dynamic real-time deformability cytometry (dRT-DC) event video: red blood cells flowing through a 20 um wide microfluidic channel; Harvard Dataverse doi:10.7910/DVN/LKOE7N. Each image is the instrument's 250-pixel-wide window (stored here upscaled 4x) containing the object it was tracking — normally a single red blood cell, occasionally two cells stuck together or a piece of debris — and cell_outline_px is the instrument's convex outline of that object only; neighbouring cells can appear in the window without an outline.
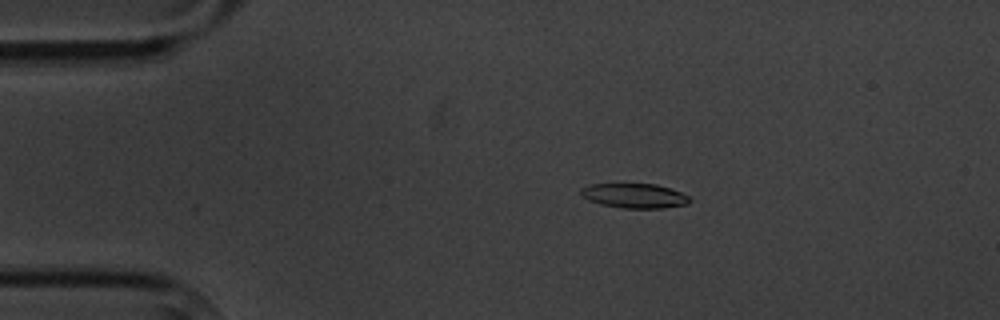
{"species": "common noctule bat (a hibernating species)", "species_latin": "Nyctalus noctula", "temperature_condition": "cold", "stored_images_in_passage": 6, "camera_frame_rate_fps": 3000, "um_per_image_px": 0.085, "animal": {"sex": "male", "body_mass_g": 20.1, "forearm_length_mm": 53.5}, "frame": {"image": 1, "passage_image": 3, "time_ms": 2.333, "image_size_px": [1000, 320], "cell_outline_px": [[692, 200], [688, 204], [664, 208], [624, 208], [600, 204], [588, 200], [580, 196], [580, 188], [588, 184], [656, 184], [680, 192], [688, 196]], "centroid_in_image_um": [53.89, 16.64], "position_along_channel_um": 31.1, "area_um2": 15.66}}
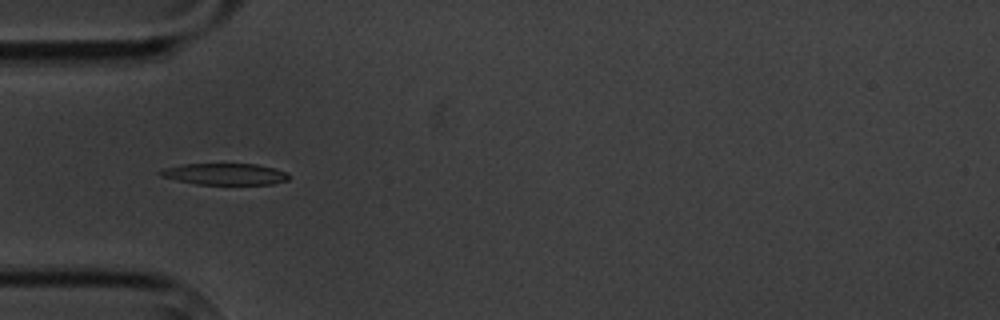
{"frame": {"image": 2, "passage_image": 5, "time_ms": 4.667, "image_size_px": [1000, 320], "cell_outline_px": [[288, 180], [272, 184], [196, 184], [176, 180], [160, 176], [156, 172], [164, 168], [184, 164], [256, 164], [276, 168], [288, 172]], "centroid_in_image_um": [19.11, 14.79], "position_along_channel_um": 65.9, "area_um2": 16.13}}
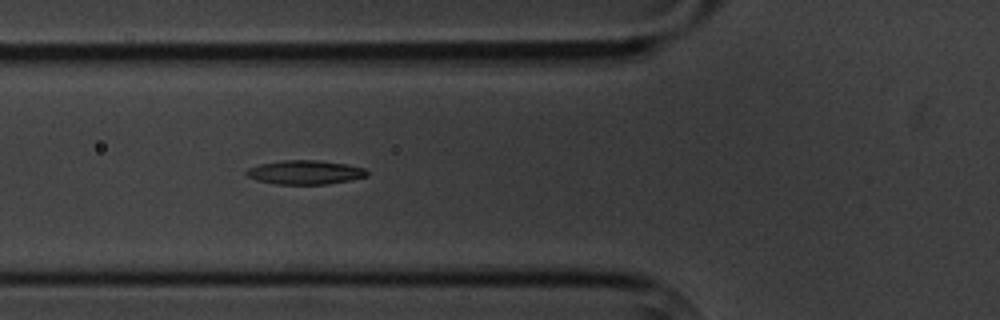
{"frame": {"image": 3, "passage_image": 6, "time_ms": 5.667, "image_size_px": [1000, 320], "cell_outline_px": [[368, 176], [328, 184], [276, 184], [256, 180], [248, 176], [244, 172], [248, 168], [260, 164], [280, 160], [316, 160], [348, 164], [364, 168], [368, 172]], "centroid_in_image_um": [25.92, 14.64], "position_along_channel_um": 99.9, "area_um2": 16.88}}